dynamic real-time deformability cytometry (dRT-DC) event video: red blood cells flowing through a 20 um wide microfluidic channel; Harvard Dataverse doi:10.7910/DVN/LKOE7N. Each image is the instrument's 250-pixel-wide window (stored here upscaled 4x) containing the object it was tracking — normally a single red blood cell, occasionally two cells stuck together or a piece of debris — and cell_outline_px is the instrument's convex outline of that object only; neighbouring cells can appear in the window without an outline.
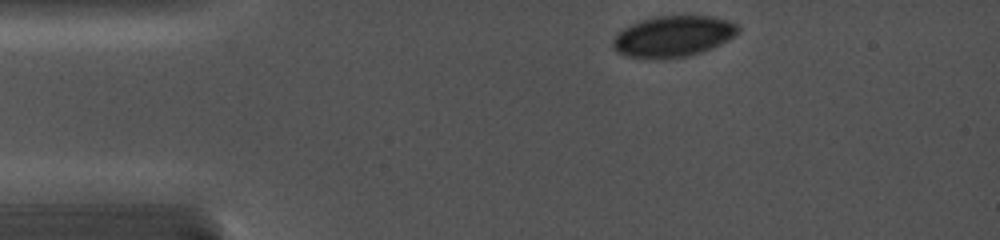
{"species": "common noctule bat (a hibernating species)", "species_latin": "Nyctalus noctula", "temperature_condition": "cold", "stored_images_in_passage": 11, "camera_frame_rate_fps": 5000, "um_per_image_px": 0.085, "animal": {"sex": "female", "body_mass_g": 19.0, "forearm_length_mm": 56.7}, "frame": {"image": 1, "passage_image": 1, "time_ms": 0.0, "image_size_px": [1000, 240], "cell_outline_px": [[740, 32], [728, 40], [712, 48], [688, 56], [660, 60], [652, 60], [624, 56], [616, 52], [612, 48], [612, 40], [624, 28], [640, 20], [656, 16], [712, 16], [728, 20], [740, 24]], "centroid_in_image_um": [57.22, 3.11], "position_along_channel_um": 27.8, "area_um2": 30.46}}
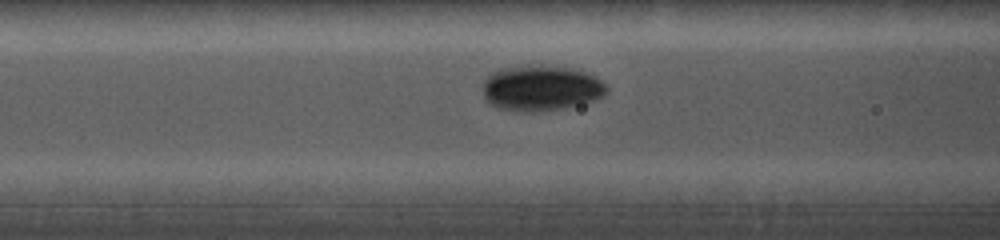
{"frame": {"image": 2, "passage_image": 7, "time_ms": 3.8, "image_size_px": [1000, 240], "cell_outline_px": [[608, 88], [604, 96], [580, 104], [564, 108], [540, 112], [512, 112], [496, 108], [488, 104], [484, 100], [484, 80], [492, 72], [500, 68], [528, 64], [544, 64], [572, 68], [584, 72], [600, 80]], "centroid_in_image_um": [45.92, 7.49], "position_along_channel_um": 120.7, "area_um2": 33.52}}
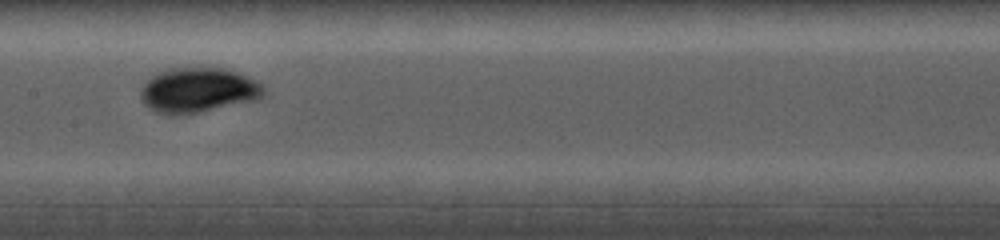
{"frame": {"image": 3, "passage_image": 10, "time_ms": 5.6, "image_size_px": [1000, 240], "cell_outline_px": [[264, 96], [256, 100], [200, 112], [172, 116], [168, 116], [156, 112], [148, 108], [140, 100], [140, 88], [152, 76], [168, 68], [224, 68], [236, 72], [260, 84], [264, 88]], "centroid_in_image_um": [16.78, 7.69], "position_along_channel_um": 190.6, "area_um2": 32.19}}